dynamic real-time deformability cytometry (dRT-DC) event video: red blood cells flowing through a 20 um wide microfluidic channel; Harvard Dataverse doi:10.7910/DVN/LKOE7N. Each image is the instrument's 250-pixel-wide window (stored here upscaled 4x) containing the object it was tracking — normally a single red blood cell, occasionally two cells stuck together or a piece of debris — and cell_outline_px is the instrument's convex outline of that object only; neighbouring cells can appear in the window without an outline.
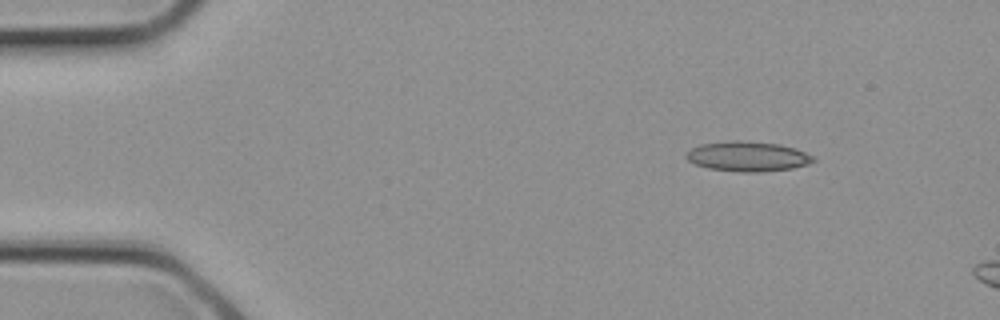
{"species": "common noctule bat (a hibernating species)", "species_latin": "Nyctalus noctula", "temperature_condition": "cold", "stored_images_in_passage": 2, "camera_frame_rate_fps": 3000, "um_per_image_px": 0.085, "animal": {"sex": "female", "body_mass_g": 21.9}, "frame": {"image": 1, "passage_image": 1, "time_ms": 0.0, "image_size_px": [1000, 320], "cell_outline_px": [[816, 160], [808, 164], [792, 168], [760, 172], [740, 172], [708, 168], [696, 164], [688, 160], [684, 156], [692, 148], [700, 144], [728, 140], [740, 140], [780, 144], [796, 148], [816, 156]], "centroid_in_image_um": [63.59, 13.28], "position_along_channel_um": 21.4, "area_um2": 22.37}}